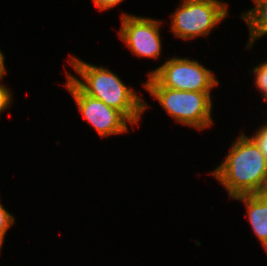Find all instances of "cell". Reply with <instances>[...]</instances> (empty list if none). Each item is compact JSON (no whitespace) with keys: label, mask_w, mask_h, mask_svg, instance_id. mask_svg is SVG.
<instances>
[{"label":"cell","mask_w":267,"mask_h":266,"mask_svg":"<svg viewBox=\"0 0 267 266\" xmlns=\"http://www.w3.org/2000/svg\"><path fill=\"white\" fill-rule=\"evenodd\" d=\"M69 56L70 59L67 60L79 77L68 71L65 75L84 94L97 98L107 106L120 111L133 124V127H139L141 117L150 106L138 92L132 86L127 87L121 77L104 65L98 66L85 62L72 54Z\"/></svg>","instance_id":"cell-1"},{"label":"cell","mask_w":267,"mask_h":266,"mask_svg":"<svg viewBox=\"0 0 267 266\" xmlns=\"http://www.w3.org/2000/svg\"><path fill=\"white\" fill-rule=\"evenodd\" d=\"M210 174L223 185L229 199L267 193V159L244 131L232 141L223 161Z\"/></svg>","instance_id":"cell-2"},{"label":"cell","mask_w":267,"mask_h":266,"mask_svg":"<svg viewBox=\"0 0 267 266\" xmlns=\"http://www.w3.org/2000/svg\"><path fill=\"white\" fill-rule=\"evenodd\" d=\"M142 86L175 122L203 131L214 126L211 92L180 91L160 86L151 76ZM212 125V126H211Z\"/></svg>","instance_id":"cell-3"},{"label":"cell","mask_w":267,"mask_h":266,"mask_svg":"<svg viewBox=\"0 0 267 266\" xmlns=\"http://www.w3.org/2000/svg\"><path fill=\"white\" fill-rule=\"evenodd\" d=\"M226 1L183 0L170 15V30L173 36L183 41L208 37L228 17Z\"/></svg>","instance_id":"cell-4"},{"label":"cell","mask_w":267,"mask_h":266,"mask_svg":"<svg viewBox=\"0 0 267 266\" xmlns=\"http://www.w3.org/2000/svg\"><path fill=\"white\" fill-rule=\"evenodd\" d=\"M160 86L180 91L211 92L219 86L213 70L197 59L173 56L153 70L147 71Z\"/></svg>","instance_id":"cell-5"},{"label":"cell","mask_w":267,"mask_h":266,"mask_svg":"<svg viewBox=\"0 0 267 266\" xmlns=\"http://www.w3.org/2000/svg\"><path fill=\"white\" fill-rule=\"evenodd\" d=\"M119 38L130 50L133 56L160 60L162 53V39L160 27L163 21L147 16L121 13Z\"/></svg>","instance_id":"cell-6"},{"label":"cell","mask_w":267,"mask_h":266,"mask_svg":"<svg viewBox=\"0 0 267 266\" xmlns=\"http://www.w3.org/2000/svg\"><path fill=\"white\" fill-rule=\"evenodd\" d=\"M74 99L78 111L89 123L99 137H111L129 132V125L133 124L118 110L107 106L101 100L84 94L67 76L64 83Z\"/></svg>","instance_id":"cell-7"},{"label":"cell","mask_w":267,"mask_h":266,"mask_svg":"<svg viewBox=\"0 0 267 266\" xmlns=\"http://www.w3.org/2000/svg\"><path fill=\"white\" fill-rule=\"evenodd\" d=\"M233 200L244 203L247 213L245 217L249 220L248 223L254 236L267 253V193L241 195Z\"/></svg>","instance_id":"cell-8"},{"label":"cell","mask_w":267,"mask_h":266,"mask_svg":"<svg viewBox=\"0 0 267 266\" xmlns=\"http://www.w3.org/2000/svg\"><path fill=\"white\" fill-rule=\"evenodd\" d=\"M254 7L242 11L240 18L246 23L249 32L245 49H251L254 42L267 36V0H252Z\"/></svg>","instance_id":"cell-9"},{"label":"cell","mask_w":267,"mask_h":266,"mask_svg":"<svg viewBox=\"0 0 267 266\" xmlns=\"http://www.w3.org/2000/svg\"><path fill=\"white\" fill-rule=\"evenodd\" d=\"M249 72H253L254 75V86L256 90L262 95L265 102H267V60L255 65L254 68Z\"/></svg>","instance_id":"cell-10"},{"label":"cell","mask_w":267,"mask_h":266,"mask_svg":"<svg viewBox=\"0 0 267 266\" xmlns=\"http://www.w3.org/2000/svg\"><path fill=\"white\" fill-rule=\"evenodd\" d=\"M15 219V216L10 213L0 201V250L3 248L8 230L16 224Z\"/></svg>","instance_id":"cell-11"},{"label":"cell","mask_w":267,"mask_h":266,"mask_svg":"<svg viewBox=\"0 0 267 266\" xmlns=\"http://www.w3.org/2000/svg\"><path fill=\"white\" fill-rule=\"evenodd\" d=\"M260 128H256L255 133L250 135V137L256 142L259 146L260 151L263 153L265 158L267 159V123L259 126Z\"/></svg>","instance_id":"cell-12"},{"label":"cell","mask_w":267,"mask_h":266,"mask_svg":"<svg viewBox=\"0 0 267 266\" xmlns=\"http://www.w3.org/2000/svg\"><path fill=\"white\" fill-rule=\"evenodd\" d=\"M13 98L10 88L6 86V84L0 82V114L10 108L13 103Z\"/></svg>","instance_id":"cell-13"},{"label":"cell","mask_w":267,"mask_h":266,"mask_svg":"<svg viewBox=\"0 0 267 266\" xmlns=\"http://www.w3.org/2000/svg\"><path fill=\"white\" fill-rule=\"evenodd\" d=\"M124 0H93L95 8L102 11L112 10L117 7Z\"/></svg>","instance_id":"cell-14"},{"label":"cell","mask_w":267,"mask_h":266,"mask_svg":"<svg viewBox=\"0 0 267 266\" xmlns=\"http://www.w3.org/2000/svg\"><path fill=\"white\" fill-rule=\"evenodd\" d=\"M5 55L0 49V80H3L4 76L7 74V68L5 66Z\"/></svg>","instance_id":"cell-15"}]
</instances>
